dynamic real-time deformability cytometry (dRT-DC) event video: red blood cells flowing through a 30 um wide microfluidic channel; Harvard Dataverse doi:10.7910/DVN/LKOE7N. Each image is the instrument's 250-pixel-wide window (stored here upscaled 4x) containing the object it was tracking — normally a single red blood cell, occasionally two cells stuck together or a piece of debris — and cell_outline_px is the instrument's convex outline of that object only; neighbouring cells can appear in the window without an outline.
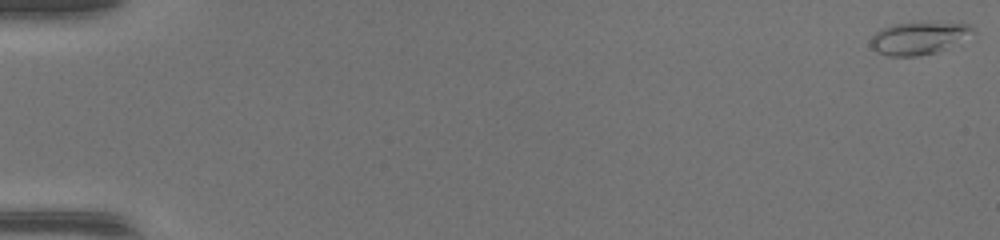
{"species": "common noctule bat (a hibernating species)", "species_latin": "Nyctalus noctula", "temperature_condition": "warm", "stored_images_in_passage": 47, "camera_frame_rate_fps": 3000, "um_per_image_px": 0.085, "animal": {"sex": "female", "body_mass_g": 17.0, "forearm_length_mm": 48.0}, "frame": {"image": 1, "passage_image": 1, "time_ms": 0.0, "image_size_px": [1000, 240], "cell_outline_px": [[976, 32], [936, 52], [916, 56], [888, 56], [876, 52], [868, 44], [872, 36], [880, 28], [896, 24], [968, 24], [976, 28]], "centroid_in_image_um": [78.01, 3.27], "position_along_channel_um": 7.0, "area_um2": 18.73}}
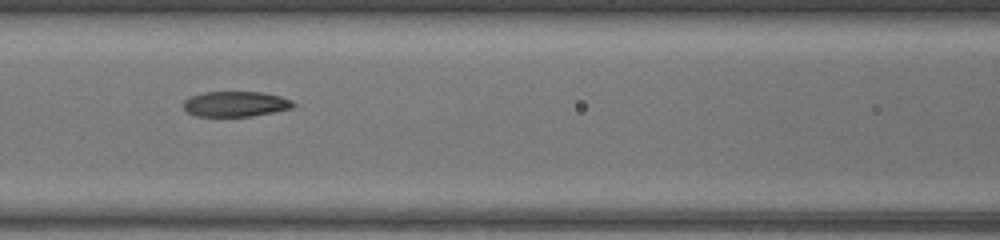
{"frame": {"image": 2, "passage_image": 23, "time_ms": 7.333, "image_size_px": [1000, 240], "cell_outline_px": [[296, 104], [292, 108], [252, 116], [196, 116], [188, 112], [184, 108], [184, 100], [192, 96], [204, 92], [264, 92], [280, 96], [292, 100]], "centroid_in_image_um": [20.04, 8.83], "position_along_channel_um": 146.6, "area_um2": 16.13}}
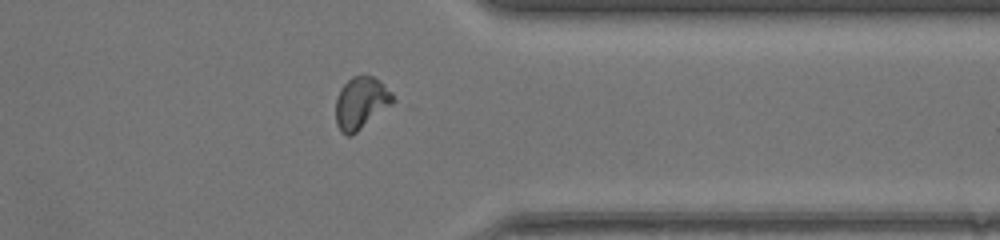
{"frame": {"image": 3, "passage_image": 39, "time_ms": 12.667, "image_size_px": [1000, 240], "cell_outline_px": [[396, 100], [392, 104], [352, 136], [348, 136], [340, 132], [336, 124], [336, 100], [340, 88], [352, 76], [372, 76], [380, 80], [392, 92]], "centroid_in_image_um": [30.69, 8.76], "position_along_channel_um": 380.7, "area_um2": 17.46}}